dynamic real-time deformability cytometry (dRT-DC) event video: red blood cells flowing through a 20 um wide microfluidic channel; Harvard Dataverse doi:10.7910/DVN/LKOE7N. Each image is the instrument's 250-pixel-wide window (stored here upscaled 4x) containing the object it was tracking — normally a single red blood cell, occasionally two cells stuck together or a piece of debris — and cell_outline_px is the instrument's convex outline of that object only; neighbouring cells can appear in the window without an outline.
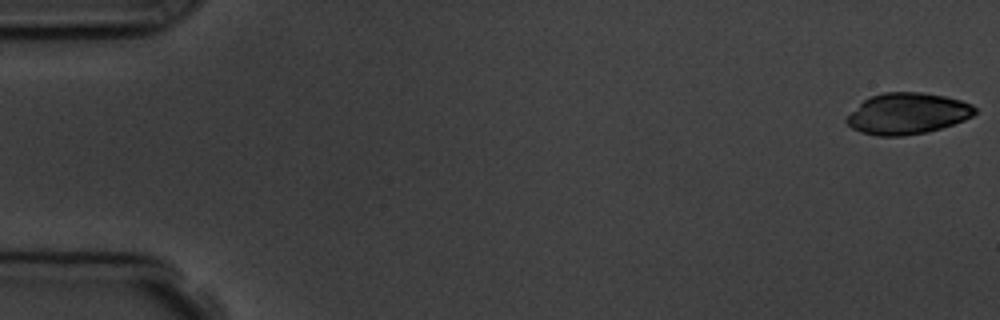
{"species": "common noctule bat (a hibernating species)", "species_latin": "Nyctalus noctula", "temperature_condition": "room temperature", "stored_images_in_passage": 5, "camera_frame_rate_fps": 3000, "um_per_image_px": 0.085, "animal": {"sex": "male", "body_mass_g": 19.5, "forearm_length_mm": 54.6}, "frame": {"image": 1, "passage_image": 1, "time_ms": 0.0, "image_size_px": [1000, 320], "cell_outline_px": [[976, 112], [972, 116], [964, 120], [928, 132], [904, 136], [876, 136], [860, 132], [852, 128], [844, 120], [864, 100], [872, 96], [884, 92], [924, 92], [944, 96], [960, 100], [972, 104], [976, 108]], "centroid_in_image_um": [77.14, 9.66], "position_along_channel_um": 7.9, "area_um2": 30.69}}